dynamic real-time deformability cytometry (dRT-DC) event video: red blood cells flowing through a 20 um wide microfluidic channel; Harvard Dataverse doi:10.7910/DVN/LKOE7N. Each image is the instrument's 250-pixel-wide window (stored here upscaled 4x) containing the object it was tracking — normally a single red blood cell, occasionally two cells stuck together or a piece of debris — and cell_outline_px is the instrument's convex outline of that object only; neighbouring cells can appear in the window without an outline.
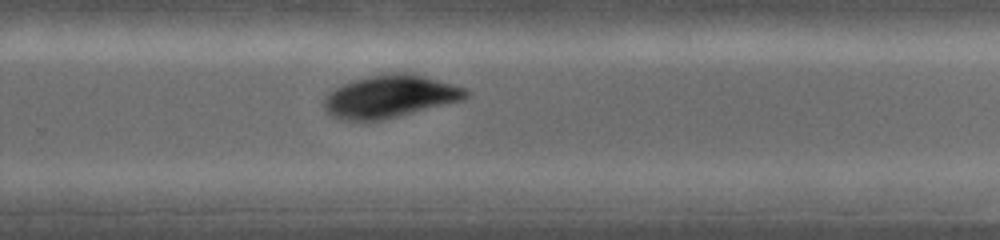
{"species": "common noctule bat (a hibernating species)", "species_latin": "Nyctalus noctula", "temperature_condition": "warm", "stored_images_in_passage": 46, "camera_frame_rate_fps": 5000, "um_per_image_px": 0.085, "animal": {"sex": "female", "body_mass_g": 19.0, "forearm_length_mm": 53.3}, "frame": {"image": 1, "passage_image": 38, "time_ms": 4.8, "image_size_px": [1000, 240], "cell_outline_px": [[468, 96], [460, 100], [380, 120], [340, 120], [332, 116], [328, 112], [324, 104], [328, 96], [336, 88], [344, 84], [356, 80], [372, 76], [396, 72], [408, 72], [424, 76], [464, 88], [468, 92]], "centroid_in_image_um": [33.14, 8.19], "position_along_channel_um": 296.7, "area_um2": 33.93}}
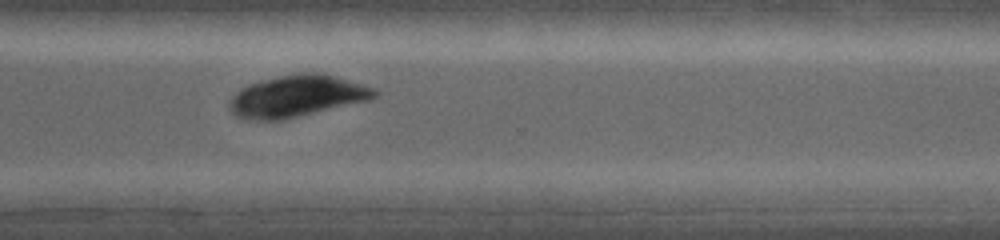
{"frame": {"image": 2, "passage_image": 45, "time_ms": 5.6, "image_size_px": [1000, 240], "cell_outline_px": [[376, 96], [368, 100], [280, 120], [260, 120], [236, 116], [232, 112], [232, 100], [236, 92], [240, 88], [248, 84], [280, 76], [304, 72], [316, 72], [332, 76], [372, 88], [376, 92]], "centroid_in_image_um": [25.21, 8.17], "position_along_channel_um": 345.4, "area_um2": 33.93}}